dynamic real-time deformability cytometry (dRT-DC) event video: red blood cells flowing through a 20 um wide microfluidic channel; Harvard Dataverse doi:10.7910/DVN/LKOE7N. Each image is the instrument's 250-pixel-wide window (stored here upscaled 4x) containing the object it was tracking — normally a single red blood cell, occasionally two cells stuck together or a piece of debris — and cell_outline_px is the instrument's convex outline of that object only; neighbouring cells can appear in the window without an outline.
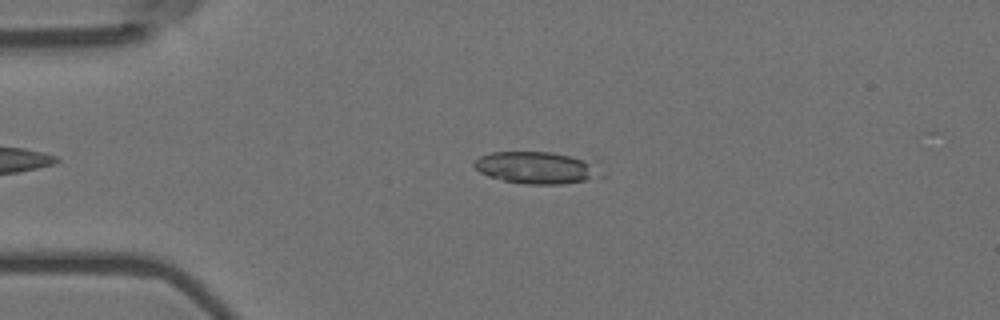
{"species": "Egyptian fruit bat (a non-hibernating species)", "species_latin": "Rousettus aegyptiacus", "temperature_condition": "room temperature", "stored_images_in_passage": 4, "camera_frame_rate_fps": 3000, "um_per_image_px": 0.085, "animal": {"sex": "female"}, "frame": {"image": 1, "passage_image": 3, "time_ms": 0.667, "image_size_px": [1000, 320], "cell_outline_px": [[604, 160], [596, 172], [592, 176], [584, 180], [560, 184], [524, 184], [504, 180], [488, 176], [480, 172], [472, 164], [480, 156], [492, 152], [552, 152]], "centroid_in_image_um": [45.66, 14.21], "position_along_channel_um": 39.3, "area_um2": 23.87}}